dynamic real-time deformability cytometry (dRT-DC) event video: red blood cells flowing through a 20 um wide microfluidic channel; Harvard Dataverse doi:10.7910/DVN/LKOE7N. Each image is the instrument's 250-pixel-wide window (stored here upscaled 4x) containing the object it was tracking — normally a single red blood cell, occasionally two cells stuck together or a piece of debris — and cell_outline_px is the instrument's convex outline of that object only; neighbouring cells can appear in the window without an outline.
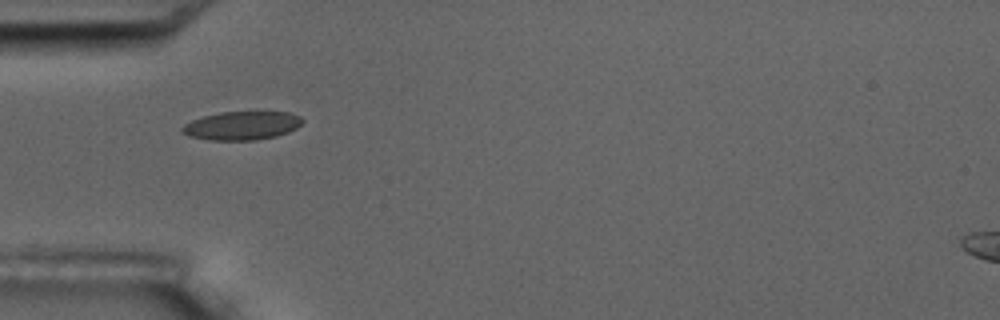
{"species": "common noctule bat (a hibernating species)", "species_latin": "Nyctalus noctula", "temperature_condition": "room temperature", "stored_images_in_passage": 17, "camera_frame_rate_fps": 3000, "um_per_image_px": 0.085, "animal": {"sex": "male", "body_mass_g": 17.5, "forearm_length_mm": 52.3}, "frame": {"image": 1, "passage_image": 6, "time_ms": 5.667, "image_size_px": [1000, 320], "cell_outline_px": [[304, 120], [296, 128], [288, 132], [276, 136], [256, 140], [208, 140], [188, 136], [180, 132], [180, 128], [184, 124], [192, 120], [204, 116], [220, 112], [288, 112], [300, 116]], "centroid_in_image_um": [20.52, 10.68], "position_along_channel_um": 64.5, "area_um2": 20.06}}
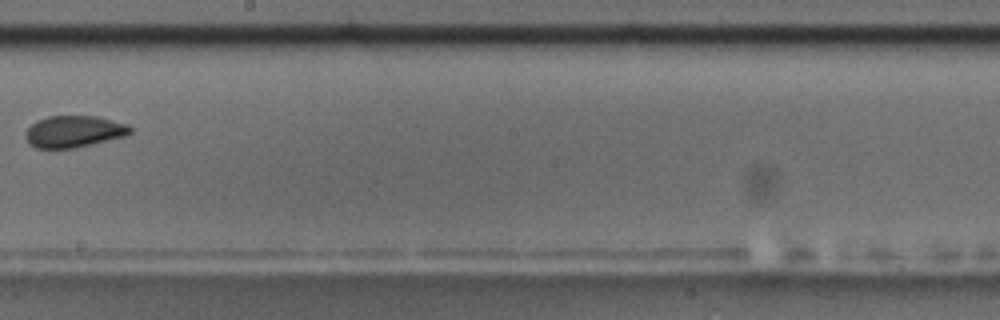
{"frame": {"image": 2, "passage_image": 10, "time_ms": 10.667, "image_size_px": [1000, 320], "cell_outline_px": [[132, 132], [128, 136], [92, 144], [72, 148], [36, 148], [28, 144], [24, 136], [24, 132], [36, 120], [48, 116], [96, 116], [128, 124], [132, 128]], "centroid_in_image_um": [6.28, 11.18], "position_along_channel_um": 241.9, "area_um2": 19.59}, "authors_computed_cell_mechanics": {"area_um2": 19.652, "velocity_mm_per_s": 3.5787, "shape_relaxation_time_tau1_ms": null, "shape_relaxation_time_tau2_ms": 1.1951, "deformation_change_tau1": null, "deformation_change_tau2": 0.0208}}